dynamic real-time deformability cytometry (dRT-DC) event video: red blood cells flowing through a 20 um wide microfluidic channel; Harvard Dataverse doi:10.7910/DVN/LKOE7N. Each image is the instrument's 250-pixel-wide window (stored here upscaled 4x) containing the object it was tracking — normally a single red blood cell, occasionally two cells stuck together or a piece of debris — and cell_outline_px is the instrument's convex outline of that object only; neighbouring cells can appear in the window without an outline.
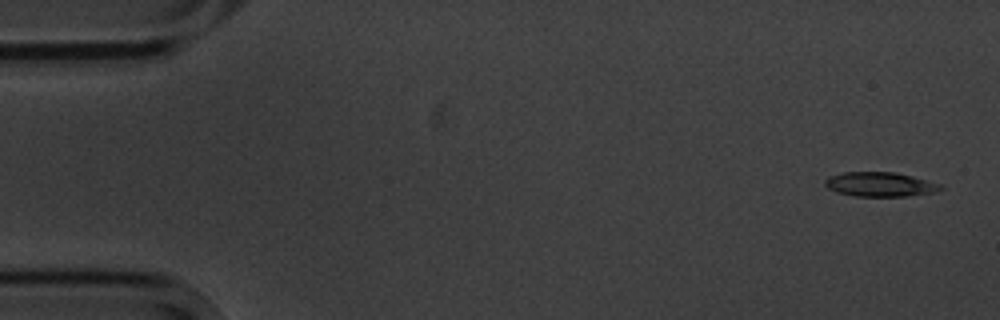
{"species": "common noctule bat (a hibernating species)", "species_latin": "Nyctalus noctula", "temperature_condition": "cold", "stored_images_in_passage": 5, "camera_frame_rate_fps": 3000, "um_per_image_px": 0.085, "animal": {"sex": "male", "body_mass_g": 20.1, "forearm_length_mm": 53.5}, "frame": {"image": 1, "passage_image": 1, "time_ms": 0.0, "image_size_px": [1000, 320], "cell_outline_px": [[944, 188], [932, 192], [908, 196], [856, 196], [836, 192], [828, 188], [824, 184], [824, 180], [828, 176], [844, 172], [896, 172], [944, 184]], "centroid_in_image_um": [74.81, 15.66], "position_along_channel_um": 10.2, "area_um2": 16.53}}
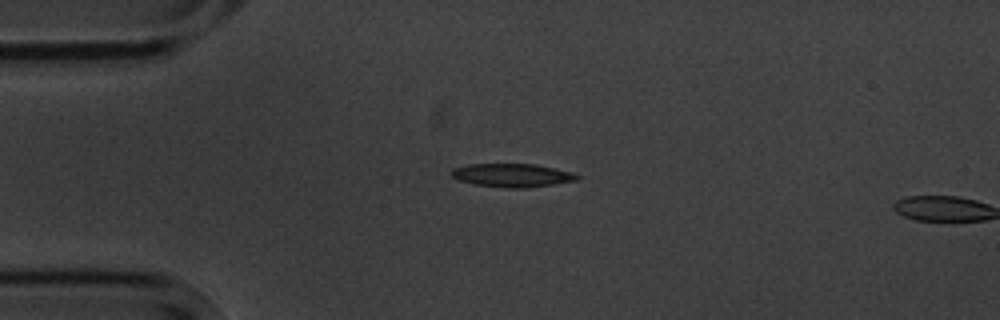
{"frame": {"image": 2, "passage_image": 4, "time_ms": 3.667, "image_size_px": [1000, 320], "cell_outline_px": [[580, 176], [576, 180], [556, 184], [524, 188], [504, 188], [472, 184], [460, 180], [452, 176], [448, 172], [452, 168], [468, 164], [536, 164], [576, 172]], "centroid_in_image_um": [43.54, 14.89], "position_along_channel_um": 41.5, "area_um2": 17.46}}